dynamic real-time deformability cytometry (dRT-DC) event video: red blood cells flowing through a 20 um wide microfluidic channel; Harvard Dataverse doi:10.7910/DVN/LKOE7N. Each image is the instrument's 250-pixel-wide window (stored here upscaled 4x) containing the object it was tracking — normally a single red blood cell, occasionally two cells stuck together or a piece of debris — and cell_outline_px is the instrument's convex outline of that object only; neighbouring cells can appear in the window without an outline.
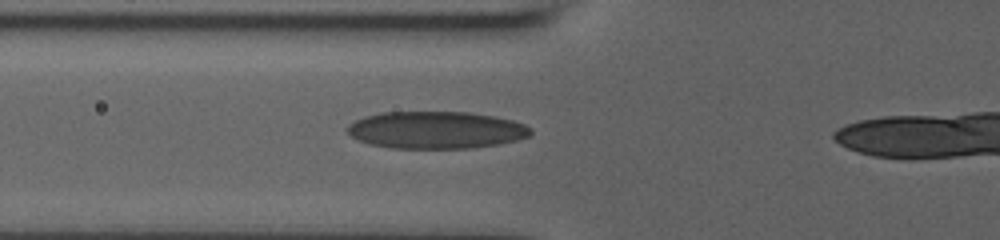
{"species": "human", "species_latin": "Homo sapiens", "temperature_condition": "room temperature", "stored_images_in_passage": 39, "camera_frame_rate_fps": 3000, "um_per_image_px": 0.085, "donor": {"sex": "male"}, "frame": {"image": 1, "passage_image": 11, "time_ms": 3.333, "image_size_px": [1000, 240], "cell_outline_px": [[532, 132], [528, 136], [516, 140], [496, 144], [472, 148], [392, 148], [368, 144], [356, 140], [348, 132], [348, 124], [364, 116], [384, 112], [468, 112], [496, 116], [512, 120], [524, 124], [532, 128]], "centroid_in_image_um": [37.05, 11.05], "position_along_channel_um": 88.7, "area_um2": 39.82}}
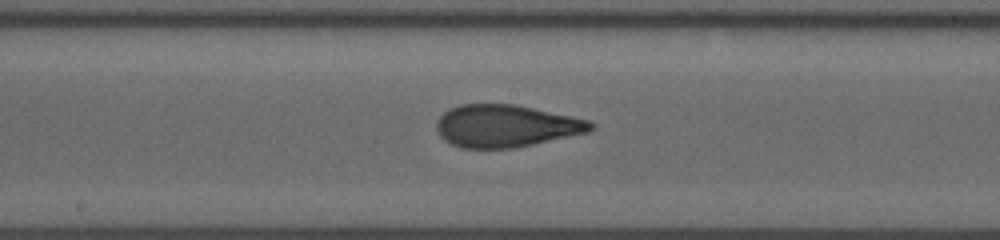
{"frame": {"image": 2, "passage_image": 20, "time_ms": 6.333, "image_size_px": [1000, 240], "cell_outline_px": [[596, 124], [588, 132], [532, 144], [512, 148], [460, 148], [444, 140], [440, 136], [436, 128], [436, 120], [448, 108], [460, 104], [512, 104], [532, 108], [588, 120]], "centroid_in_image_um": [42.94, 10.7], "position_along_channel_um": 205.3, "area_um2": 37.74}}
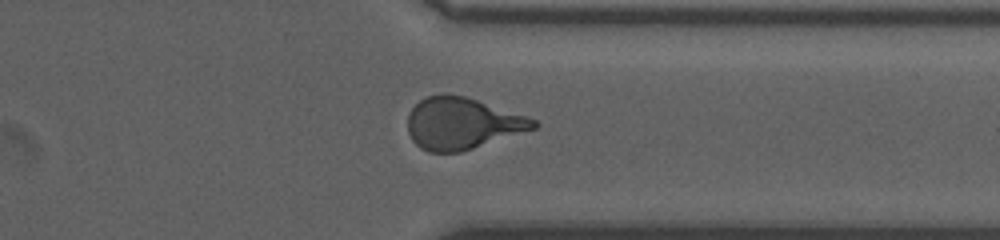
{"frame": {"image": 3, "passage_image": 33, "time_ms": 10.667, "image_size_px": [1000, 240], "cell_outline_px": [[540, 124], [536, 128], [460, 152], [428, 152], [420, 148], [412, 140], [408, 132], [408, 116], [412, 108], [420, 100], [428, 96], [440, 92], [448, 92], [464, 96], [536, 120]], "centroid_in_image_um": [39.23, 10.48], "position_along_channel_um": 372.2, "area_um2": 37.63}}